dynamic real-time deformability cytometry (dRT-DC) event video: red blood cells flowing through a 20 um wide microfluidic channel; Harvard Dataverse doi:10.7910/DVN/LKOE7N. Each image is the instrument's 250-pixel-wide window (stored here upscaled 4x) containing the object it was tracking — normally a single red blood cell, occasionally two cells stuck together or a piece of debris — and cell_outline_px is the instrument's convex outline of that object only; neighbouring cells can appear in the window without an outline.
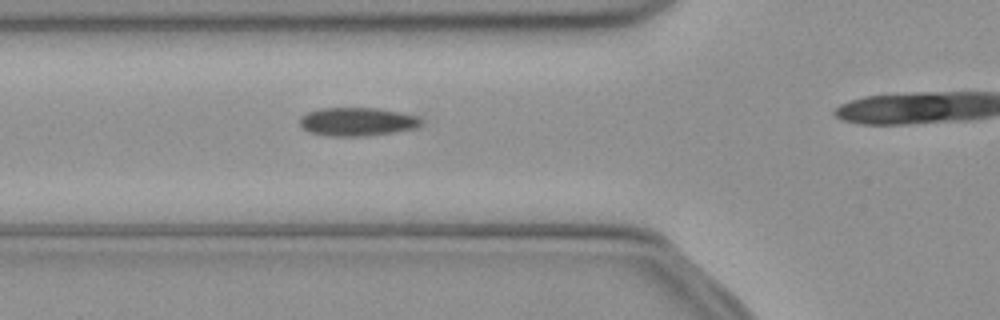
{"species": "common noctule bat (a hibernating species)", "species_latin": "Nyctalus noctula", "temperature_condition": "cold", "stored_images_in_passage": 15, "camera_frame_rate_fps": 3000, "um_per_image_px": 0.085, "animal": {"sex": "female", "body_mass_g": 21.9}, "frame": {"image": 1, "passage_image": 11, "time_ms": 3.333, "image_size_px": [1000, 320], "cell_outline_px": [[424, 120], [416, 128], [368, 136], [328, 136], [308, 132], [300, 124], [300, 116], [308, 112], [320, 108], [380, 108], [400, 112], [416, 116]], "centroid_in_image_um": [30.35, 10.34], "position_along_channel_um": 95.4, "area_um2": 20.17}}